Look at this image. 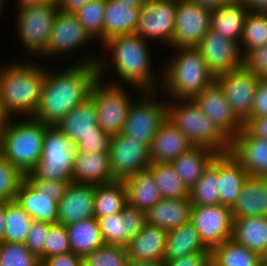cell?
Here are the masks:
<instances>
[{
	"label": "cell",
	"mask_w": 267,
	"mask_h": 266,
	"mask_svg": "<svg viewBox=\"0 0 267 266\" xmlns=\"http://www.w3.org/2000/svg\"><path fill=\"white\" fill-rule=\"evenodd\" d=\"M264 116H267V78H261L257 85L250 119Z\"/></svg>",
	"instance_id": "obj_52"
},
{
	"label": "cell",
	"mask_w": 267,
	"mask_h": 266,
	"mask_svg": "<svg viewBox=\"0 0 267 266\" xmlns=\"http://www.w3.org/2000/svg\"><path fill=\"white\" fill-rule=\"evenodd\" d=\"M56 126L68 139L77 143L88 135H105L98 126L97 111L91 97L71 110Z\"/></svg>",
	"instance_id": "obj_22"
},
{
	"label": "cell",
	"mask_w": 267,
	"mask_h": 266,
	"mask_svg": "<svg viewBox=\"0 0 267 266\" xmlns=\"http://www.w3.org/2000/svg\"><path fill=\"white\" fill-rule=\"evenodd\" d=\"M46 67L33 61L11 62L0 67V103L7 118L33 117L40 102ZM15 114V115H14Z\"/></svg>",
	"instance_id": "obj_3"
},
{
	"label": "cell",
	"mask_w": 267,
	"mask_h": 266,
	"mask_svg": "<svg viewBox=\"0 0 267 266\" xmlns=\"http://www.w3.org/2000/svg\"><path fill=\"white\" fill-rule=\"evenodd\" d=\"M109 160L113 178L117 181H125L148 169L151 163L149 148L121 133L111 137Z\"/></svg>",
	"instance_id": "obj_13"
},
{
	"label": "cell",
	"mask_w": 267,
	"mask_h": 266,
	"mask_svg": "<svg viewBox=\"0 0 267 266\" xmlns=\"http://www.w3.org/2000/svg\"><path fill=\"white\" fill-rule=\"evenodd\" d=\"M190 222L208 250L221 245L233 236L231 208L221 204L193 206Z\"/></svg>",
	"instance_id": "obj_15"
},
{
	"label": "cell",
	"mask_w": 267,
	"mask_h": 266,
	"mask_svg": "<svg viewBox=\"0 0 267 266\" xmlns=\"http://www.w3.org/2000/svg\"><path fill=\"white\" fill-rule=\"evenodd\" d=\"M193 101L230 141L243 128V124L231 112L225 94L216 81L199 93Z\"/></svg>",
	"instance_id": "obj_19"
},
{
	"label": "cell",
	"mask_w": 267,
	"mask_h": 266,
	"mask_svg": "<svg viewBox=\"0 0 267 266\" xmlns=\"http://www.w3.org/2000/svg\"><path fill=\"white\" fill-rule=\"evenodd\" d=\"M191 2H195L204 8L214 10L218 9L223 5L230 3L232 0H190Z\"/></svg>",
	"instance_id": "obj_57"
},
{
	"label": "cell",
	"mask_w": 267,
	"mask_h": 266,
	"mask_svg": "<svg viewBox=\"0 0 267 266\" xmlns=\"http://www.w3.org/2000/svg\"><path fill=\"white\" fill-rule=\"evenodd\" d=\"M173 49L175 54L161 73V89L170 100L194 99L215 81V76L195 47Z\"/></svg>",
	"instance_id": "obj_4"
},
{
	"label": "cell",
	"mask_w": 267,
	"mask_h": 266,
	"mask_svg": "<svg viewBox=\"0 0 267 266\" xmlns=\"http://www.w3.org/2000/svg\"><path fill=\"white\" fill-rule=\"evenodd\" d=\"M0 120H6V118L3 116V111L1 108V103H0Z\"/></svg>",
	"instance_id": "obj_64"
},
{
	"label": "cell",
	"mask_w": 267,
	"mask_h": 266,
	"mask_svg": "<svg viewBox=\"0 0 267 266\" xmlns=\"http://www.w3.org/2000/svg\"><path fill=\"white\" fill-rule=\"evenodd\" d=\"M71 252L81 257L104 245L98 220L88 218L66 226Z\"/></svg>",
	"instance_id": "obj_36"
},
{
	"label": "cell",
	"mask_w": 267,
	"mask_h": 266,
	"mask_svg": "<svg viewBox=\"0 0 267 266\" xmlns=\"http://www.w3.org/2000/svg\"><path fill=\"white\" fill-rule=\"evenodd\" d=\"M218 152L203 146H193L174 159L171 164L190 191L202 177L204 171L212 163Z\"/></svg>",
	"instance_id": "obj_32"
},
{
	"label": "cell",
	"mask_w": 267,
	"mask_h": 266,
	"mask_svg": "<svg viewBox=\"0 0 267 266\" xmlns=\"http://www.w3.org/2000/svg\"><path fill=\"white\" fill-rule=\"evenodd\" d=\"M194 145L168 119L158 128L149 147L151 163H171Z\"/></svg>",
	"instance_id": "obj_23"
},
{
	"label": "cell",
	"mask_w": 267,
	"mask_h": 266,
	"mask_svg": "<svg viewBox=\"0 0 267 266\" xmlns=\"http://www.w3.org/2000/svg\"><path fill=\"white\" fill-rule=\"evenodd\" d=\"M167 119L194 146L207 147L218 153L230 151L231 141L218 129L213 120L201 111L193 99L169 100Z\"/></svg>",
	"instance_id": "obj_6"
},
{
	"label": "cell",
	"mask_w": 267,
	"mask_h": 266,
	"mask_svg": "<svg viewBox=\"0 0 267 266\" xmlns=\"http://www.w3.org/2000/svg\"><path fill=\"white\" fill-rule=\"evenodd\" d=\"M247 176L241 163L230 152L218 153V185L221 205L232 208Z\"/></svg>",
	"instance_id": "obj_26"
},
{
	"label": "cell",
	"mask_w": 267,
	"mask_h": 266,
	"mask_svg": "<svg viewBox=\"0 0 267 266\" xmlns=\"http://www.w3.org/2000/svg\"><path fill=\"white\" fill-rule=\"evenodd\" d=\"M85 58L81 57L76 64L60 72L54 73L46 68L40 102L33 119L47 125H56L71 110L90 97L92 86L98 79L99 57L87 55Z\"/></svg>",
	"instance_id": "obj_1"
},
{
	"label": "cell",
	"mask_w": 267,
	"mask_h": 266,
	"mask_svg": "<svg viewBox=\"0 0 267 266\" xmlns=\"http://www.w3.org/2000/svg\"><path fill=\"white\" fill-rule=\"evenodd\" d=\"M261 78L252 74L244 65L215 77L229 103L231 112L243 124L250 120L253 99Z\"/></svg>",
	"instance_id": "obj_11"
},
{
	"label": "cell",
	"mask_w": 267,
	"mask_h": 266,
	"mask_svg": "<svg viewBox=\"0 0 267 266\" xmlns=\"http://www.w3.org/2000/svg\"><path fill=\"white\" fill-rule=\"evenodd\" d=\"M178 0H147L140 7L135 34L147 40H158L171 47L175 32Z\"/></svg>",
	"instance_id": "obj_12"
},
{
	"label": "cell",
	"mask_w": 267,
	"mask_h": 266,
	"mask_svg": "<svg viewBox=\"0 0 267 266\" xmlns=\"http://www.w3.org/2000/svg\"><path fill=\"white\" fill-rule=\"evenodd\" d=\"M40 258L25 243H0V266H39Z\"/></svg>",
	"instance_id": "obj_45"
},
{
	"label": "cell",
	"mask_w": 267,
	"mask_h": 266,
	"mask_svg": "<svg viewBox=\"0 0 267 266\" xmlns=\"http://www.w3.org/2000/svg\"><path fill=\"white\" fill-rule=\"evenodd\" d=\"M165 264L166 266H211V252H196L165 261Z\"/></svg>",
	"instance_id": "obj_53"
},
{
	"label": "cell",
	"mask_w": 267,
	"mask_h": 266,
	"mask_svg": "<svg viewBox=\"0 0 267 266\" xmlns=\"http://www.w3.org/2000/svg\"><path fill=\"white\" fill-rule=\"evenodd\" d=\"M140 7L117 0H106L103 42L110 37L134 34L139 21Z\"/></svg>",
	"instance_id": "obj_31"
},
{
	"label": "cell",
	"mask_w": 267,
	"mask_h": 266,
	"mask_svg": "<svg viewBox=\"0 0 267 266\" xmlns=\"http://www.w3.org/2000/svg\"><path fill=\"white\" fill-rule=\"evenodd\" d=\"M212 10L191 2L178 0L172 48L196 47L211 27Z\"/></svg>",
	"instance_id": "obj_14"
},
{
	"label": "cell",
	"mask_w": 267,
	"mask_h": 266,
	"mask_svg": "<svg viewBox=\"0 0 267 266\" xmlns=\"http://www.w3.org/2000/svg\"><path fill=\"white\" fill-rule=\"evenodd\" d=\"M127 205L125 181L95 185L94 217L96 219L121 212Z\"/></svg>",
	"instance_id": "obj_38"
},
{
	"label": "cell",
	"mask_w": 267,
	"mask_h": 266,
	"mask_svg": "<svg viewBox=\"0 0 267 266\" xmlns=\"http://www.w3.org/2000/svg\"><path fill=\"white\" fill-rule=\"evenodd\" d=\"M83 266H129L126 247L103 245L83 257Z\"/></svg>",
	"instance_id": "obj_44"
},
{
	"label": "cell",
	"mask_w": 267,
	"mask_h": 266,
	"mask_svg": "<svg viewBox=\"0 0 267 266\" xmlns=\"http://www.w3.org/2000/svg\"><path fill=\"white\" fill-rule=\"evenodd\" d=\"M4 158V142H3V134L0 128V159Z\"/></svg>",
	"instance_id": "obj_63"
},
{
	"label": "cell",
	"mask_w": 267,
	"mask_h": 266,
	"mask_svg": "<svg viewBox=\"0 0 267 266\" xmlns=\"http://www.w3.org/2000/svg\"><path fill=\"white\" fill-rule=\"evenodd\" d=\"M263 179H264V181H265L266 184H267V174H266L265 176H263Z\"/></svg>",
	"instance_id": "obj_66"
},
{
	"label": "cell",
	"mask_w": 267,
	"mask_h": 266,
	"mask_svg": "<svg viewBox=\"0 0 267 266\" xmlns=\"http://www.w3.org/2000/svg\"><path fill=\"white\" fill-rule=\"evenodd\" d=\"M93 42V39L85 31V28L78 21L74 12H66L58 9L48 40L46 56L74 53L79 47L85 46L88 42ZM60 54V55H59Z\"/></svg>",
	"instance_id": "obj_17"
},
{
	"label": "cell",
	"mask_w": 267,
	"mask_h": 266,
	"mask_svg": "<svg viewBox=\"0 0 267 266\" xmlns=\"http://www.w3.org/2000/svg\"><path fill=\"white\" fill-rule=\"evenodd\" d=\"M8 201L0 200V243L3 242L4 228H5V205Z\"/></svg>",
	"instance_id": "obj_59"
},
{
	"label": "cell",
	"mask_w": 267,
	"mask_h": 266,
	"mask_svg": "<svg viewBox=\"0 0 267 266\" xmlns=\"http://www.w3.org/2000/svg\"><path fill=\"white\" fill-rule=\"evenodd\" d=\"M111 135H88L76 143V152H104L109 153Z\"/></svg>",
	"instance_id": "obj_50"
},
{
	"label": "cell",
	"mask_w": 267,
	"mask_h": 266,
	"mask_svg": "<svg viewBox=\"0 0 267 266\" xmlns=\"http://www.w3.org/2000/svg\"><path fill=\"white\" fill-rule=\"evenodd\" d=\"M263 260L233 238L211 250L212 266H260Z\"/></svg>",
	"instance_id": "obj_37"
},
{
	"label": "cell",
	"mask_w": 267,
	"mask_h": 266,
	"mask_svg": "<svg viewBox=\"0 0 267 266\" xmlns=\"http://www.w3.org/2000/svg\"><path fill=\"white\" fill-rule=\"evenodd\" d=\"M42 263L44 266H83V257L70 251L64 254L50 256Z\"/></svg>",
	"instance_id": "obj_54"
},
{
	"label": "cell",
	"mask_w": 267,
	"mask_h": 266,
	"mask_svg": "<svg viewBox=\"0 0 267 266\" xmlns=\"http://www.w3.org/2000/svg\"><path fill=\"white\" fill-rule=\"evenodd\" d=\"M116 181L110 169L109 153L76 152L72 182L100 185Z\"/></svg>",
	"instance_id": "obj_24"
},
{
	"label": "cell",
	"mask_w": 267,
	"mask_h": 266,
	"mask_svg": "<svg viewBox=\"0 0 267 266\" xmlns=\"http://www.w3.org/2000/svg\"><path fill=\"white\" fill-rule=\"evenodd\" d=\"M167 231L146 224L125 247L129 262L163 260Z\"/></svg>",
	"instance_id": "obj_29"
},
{
	"label": "cell",
	"mask_w": 267,
	"mask_h": 266,
	"mask_svg": "<svg viewBox=\"0 0 267 266\" xmlns=\"http://www.w3.org/2000/svg\"><path fill=\"white\" fill-rule=\"evenodd\" d=\"M260 266H267V260H263Z\"/></svg>",
	"instance_id": "obj_65"
},
{
	"label": "cell",
	"mask_w": 267,
	"mask_h": 266,
	"mask_svg": "<svg viewBox=\"0 0 267 266\" xmlns=\"http://www.w3.org/2000/svg\"><path fill=\"white\" fill-rule=\"evenodd\" d=\"M16 203L35 221L58 223V203L49 199V195L38 192L25 178L17 192Z\"/></svg>",
	"instance_id": "obj_30"
},
{
	"label": "cell",
	"mask_w": 267,
	"mask_h": 266,
	"mask_svg": "<svg viewBox=\"0 0 267 266\" xmlns=\"http://www.w3.org/2000/svg\"><path fill=\"white\" fill-rule=\"evenodd\" d=\"M102 81L103 79L98 77L94 82L90 97L97 111L98 126L113 136L121 133L133 101L123 84Z\"/></svg>",
	"instance_id": "obj_10"
},
{
	"label": "cell",
	"mask_w": 267,
	"mask_h": 266,
	"mask_svg": "<svg viewBox=\"0 0 267 266\" xmlns=\"http://www.w3.org/2000/svg\"><path fill=\"white\" fill-rule=\"evenodd\" d=\"M46 1H49V0H17V7L19 9V8H22V7H25V6H30V5H34V4H40V3H43V2H46Z\"/></svg>",
	"instance_id": "obj_61"
},
{
	"label": "cell",
	"mask_w": 267,
	"mask_h": 266,
	"mask_svg": "<svg viewBox=\"0 0 267 266\" xmlns=\"http://www.w3.org/2000/svg\"><path fill=\"white\" fill-rule=\"evenodd\" d=\"M148 169L154 175L155 183L162 198L182 199L189 197L188 188L171 163H150Z\"/></svg>",
	"instance_id": "obj_40"
},
{
	"label": "cell",
	"mask_w": 267,
	"mask_h": 266,
	"mask_svg": "<svg viewBox=\"0 0 267 266\" xmlns=\"http://www.w3.org/2000/svg\"><path fill=\"white\" fill-rule=\"evenodd\" d=\"M196 252H211L200 240L197 230L189 221L176 229L167 231L166 248L163 259L174 260Z\"/></svg>",
	"instance_id": "obj_35"
},
{
	"label": "cell",
	"mask_w": 267,
	"mask_h": 266,
	"mask_svg": "<svg viewBox=\"0 0 267 266\" xmlns=\"http://www.w3.org/2000/svg\"><path fill=\"white\" fill-rule=\"evenodd\" d=\"M244 127L252 135L267 139V116L251 118Z\"/></svg>",
	"instance_id": "obj_55"
},
{
	"label": "cell",
	"mask_w": 267,
	"mask_h": 266,
	"mask_svg": "<svg viewBox=\"0 0 267 266\" xmlns=\"http://www.w3.org/2000/svg\"><path fill=\"white\" fill-rule=\"evenodd\" d=\"M192 203L190 198H162L146 212V224L170 231L176 229L191 219Z\"/></svg>",
	"instance_id": "obj_27"
},
{
	"label": "cell",
	"mask_w": 267,
	"mask_h": 266,
	"mask_svg": "<svg viewBox=\"0 0 267 266\" xmlns=\"http://www.w3.org/2000/svg\"><path fill=\"white\" fill-rule=\"evenodd\" d=\"M75 154L76 143L68 139L56 126L49 125L45 130L40 160L25 178L72 183Z\"/></svg>",
	"instance_id": "obj_7"
},
{
	"label": "cell",
	"mask_w": 267,
	"mask_h": 266,
	"mask_svg": "<svg viewBox=\"0 0 267 266\" xmlns=\"http://www.w3.org/2000/svg\"><path fill=\"white\" fill-rule=\"evenodd\" d=\"M267 44V13L249 11L244 23L240 51L243 57L251 50Z\"/></svg>",
	"instance_id": "obj_42"
},
{
	"label": "cell",
	"mask_w": 267,
	"mask_h": 266,
	"mask_svg": "<svg viewBox=\"0 0 267 266\" xmlns=\"http://www.w3.org/2000/svg\"><path fill=\"white\" fill-rule=\"evenodd\" d=\"M13 119V117L7 118L0 125L4 142V158L27 175L40 160L45 130L49 125L32 117Z\"/></svg>",
	"instance_id": "obj_5"
},
{
	"label": "cell",
	"mask_w": 267,
	"mask_h": 266,
	"mask_svg": "<svg viewBox=\"0 0 267 266\" xmlns=\"http://www.w3.org/2000/svg\"><path fill=\"white\" fill-rule=\"evenodd\" d=\"M233 239L267 259V216L233 220Z\"/></svg>",
	"instance_id": "obj_33"
},
{
	"label": "cell",
	"mask_w": 267,
	"mask_h": 266,
	"mask_svg": "<svg viewBox=\"0 0 267 266\" xmlns=\"http://www.w3.org/2000/svg\"><path fill=\"white\" fill-rule=\"evenodd\" d=\"M249 11L245 0H232L228 4L212 10L210 29L239 44Z\"/></svg>",
	"instance_id": "obj_28"
},
{
	"label": "cell",
	"mask_w": 267,
	"mask_h": 266,
	"mask_svg": "<svg viewBox=\"0 0 267 266\" xmlns=\"http://www.w3.org/2000/svg\"><path fill=\"white\" fill-rule=\"evenodd\" d=\"M243 166L248 176L267 174V139L252 135L244 126L231 140L229 151Z\"/></svg>",
	"instance_id": "obj_20"
},
{
	"label": "cell",
	"mask_w": 267,
	"mask_h": 266,
	"mask_svg": "<svg viewBox=\"0 0 267 266\" xmlns=\"http://www.w3.org/2000/svg\"><path fill=\"white\" fill-rule=\"evenodd\" d=\"M3 2V0H0V11H1V7L3 6L2 3Z\"/></svg>",
	"instance_id": "obj_67"
},
{
	"label": "cell",
	"mask_w": 267,
	"mask_h": 266,
	"mask_svg": "<svg viewBox=\"0 0 267 266\" xmlns=\"http://www.w3.org/2000/svg\"><path fill=\"white\" fill-rule=\"evenodd\" d=\"M243 65L252 74L267 78V44L249 51L243 57Z\"/></svg>",
	"instance_id": "obj_49"
},
{
	"label": "cell",
	"mask_w": 267,
	"mask_h": 266,
	"mask_svg": "<svg viewBox=\"0 0 267 266\" xmlns=\"http://www.w3.org/2000/svg\"><path fill=\"white\" fill-rule=\"evenodd\" d=\"M97 220L104 245L126 246L146 225V212L127 204L121 212Z\"/></svg>",
	"instance_id": "obj_18"
},
{
	"label": "cell",
	"mask_w": 267,
	"mask_h": 266,
	"mask_svg": "<svg viewBox=\"0 0 267 266\" xmlns=\"http://www.w3.org/2000/svg\"><path fill=\"white\" fill-rule=\"evenodd\" d=\"M232 219L267 216V184L263 177L247 176L231 208Z\"/></svg>",
	"instance_id": "obj_25"
},
{
	"label": "cell",
	"mask_w": 267,
	"mask_h": 266,
	"mask_svg": "<svg viewBox=\"0 0 267 266\" xmlns=\"http://www.w3.org/2000/svg\"><path fill=\"white\" fill-rule=\"evenodd\" d=\"M50 225L47 222L34 220L25 241V246L31 253L36 254L40 258L41 263L44 261V244Z\"/></svg>",
	"instance_id": "obj_48"
},
{
	"label": "cell",
	"mask_w": 267,
	"mask_h": 266,
	"mask_svg": "<svg viewBox=\"0 0 267 266\" xmlns=\"http://www.w3.org/2000/svg\"><path fill=\"white\" fill-rule=\"evenodd\" d=\"M195 48L215 77L243 66V55L239 44L211 29Z\"/></svg>",
	"instance_id": "obj_16"
},
{
	"label": "cell",
	"mask_w": 267,
	"mask_h": 266,
	"mask_svg": "<svg viewBox=\"0 0 267 266\" xmlns=\"http://www.w3.org/2000/svg\"><path fill=\"white\" fill-rule=\"evenodd\" d=\"M25 175L5 158L0 159V200L14 201Z\"/></svg>",
	"instance_id": "obj_46"
},
{
	"label": "cell",
	"mask_w": 267,
	"mask_h": 266,
	"mask_svg": "<svg viewBox=\"0 0 267 266\" xmlns=\"http://www.w3.org/2000/svg\"><path fill=\"white\" fill-rule=\"evenodd\" d=\"M249 10L256 13H267V0H245Z\"/></svg>",
	"instance_id": "obj_58"
},
{
	"label": "cell",
	"mask_w": 267,
	"mask_h": 266,
	"mask_svg": "<svg viewBox=\"0 0 267 266\" xmlns=\"http://www.w3.org/2000/svg\"><path fill=\"white\" fill-rule=\"evenodd\" d=\"M56 0L25 6L18 9L16 30L19 42L26 52L38 58L46 56L54 17L58 11Z\"/></svg>",
	"instance_id": "obj_8"
},
{
	"label": "cell",
	"mask_w": 267,
	"mask_h": 266,
	"mask_svg": "<svg viewBox=\"0 0 267 266\" xmlns=\"http://www.w3.org/2000/svg\"><path fill=\"white\" fill-rule=\"evenodd\" d=\"M129 266H166L165 260L129 262Z\"/></svg>",
	"instance_id": "obj_60"
},
{
	"label": "cell",
	"mask_w": 267,
	"mask_h": 266,
	"mask_svg": "<svg viewBox=\"0 0 267 266\" xmlns=\"http://www.w3.org/2000/svg\"><path fill=\"white\" fill-rule=\"evenodd\" d=\"M38 192H44L49 195V199L58 203L63 197L64 192L71 182L46 181V180H28Z\"/></svg>",
	"instance_id": "obj_51"
},
{
	"label": "cell",
	"mask_w": 267,
	"mask_h": 266,
	"mask_svg": "<svg viewBox=\"0 0 267 266\" xmlns=\"http://www.w3.org/2000/svg\"><path fill=\"white\" fill-rule=\"evenodd\" d=\"M127 204L147 212L162 196L149 169L136 173L125 180Z\"/></svg>",
	"instance_id": "obj_34"
},
{
	"label": "cell",
	"mask_w": 267,
	"mask_h": 266,
	"mask_svg": "<svg viewBox=\"0 0 267 266\" xmlns=\"http://www.w3.org/2000/svg\"><path fill=\"white\" fill-rule=\"evenodd\" d=\"M58 8L66 12H75L78 8L83 7L91 0H56Z\"/></svg>",
	"instance_id": "obj_56"
},
{
	"label": "cell",
	"mask_w": 267,
	"mask_h": 266,
	"mask_svg": "<svg viewBox=\"0 0 267 266\" xmlns=\"http://www.w3.org/2000/svg\"><path fill=\"white\" fill-rule=\"evenodd\" d=\"M102 44L105 50L111 52L110 57L112 59L109 63L104 57L99 56L97 70L100 79L104 78L107 70L110 69L108 67L113 65L112 68L114 67L115 73L121 80L118 82L115 80L112 82L113 84L120 85L121 82H125L124 84H130L138 92L156 91L161 88L162 84H158L160 82L155 80L156 75L152 71L153 66H151L153 65L152 57L148 43L144 38L135 33L118 35L110 37Z\"/></svg>",
	"instance_id": "obj_2"
},
{
	"label": "cell",
	"mask_w": 267,
	"mask_h": 266,
	"mask_svg": "<svg viewBox=\"0 0 267 266\" xmlns=\"http://www.w3.org/2000/svg\"><path fill=\"white\" fill-rule=\"evenodd\" d=\"M192 206H212L220 204L218 185V154L202 177L189 191Z\"/></svg>",
	"instance_id": "obj_39"
},
{
	"label": "cell",
	"mask_w": 267,
	"mask_h": 266,
	"mask_svg": "<svg viewBox=\"0 0 267 266\" xmlns=\"http://www.w3.org/2000/svg\"><path fill=\"white\" fill-rule=\"evenodd\" d=\"M117 1H121V2L126 3V4H131V5H134V6L141 7L142 4L144 2H146L147 0H117Z\"/></svg>",
	"instance_id": "obj_62"
},
{
	"label": "cell",
	"mask_w": 267,
	"mask_h": 266,
	"mask_svg": "<svg viewBox=\"0 0 267 266\" xmlns=\"http://www.w3.org/2000/svg\"><path fill=\"white\" fill-rule=\"evenodd\" d=\"M131 103L121 134L150 147L158 128L167 119L168 102L156 98L157 91H140ZM136 100V101H135Z\"/></svg>",
	"instance_id": "obj_9"
},
{
	"label": "cell",
	"mask_w": 267,
	"mask_h": 266,
	"mask_svg": "<svg viewBox=\"0 0 267 266\" xmlns=\"http://www.w3.org/2000/svg\"><path fill=\"white\" fill-rule=\"evenodd\" d=\"M71 251L66 226L55 223L51 224L46 233L44 244V260L50 256L64 254Z\"/></svg>",
	"instance_id": "obj_47"
},
{
	"label": "cell",
	"mask_w": 267,
	"mask_h": 266,
	"mask_svg": "<svg viewBox=\"0 0 267 266\" xmlns=\"http://www.w3.org/2000/svg\"><path fill=\"white\" fill-rule=\"evenodd\" d=\"M105 4L106 0H91L74 12L94 42L98 39L103 43Z\"/></svg>",
	"instance_id": "obj_43"
},
{
	"label": "cell",
	"mask_w": 267,
	"mask_h": 266,
	"mask_svg": "<svg viewBox=\"0 0 267 266\" xmlns=\"http://www.w3.org/2000/svg\"><path fill=\"white\" fill-rule=\"evenodd\" d=\"M5 228L3 241L8 243H25L27 234L34 221L16 201H8L5 205Z\"/></svg>",
	"instance_id": "obj_41"
},
{
	"label": "cell",
	"mask_w": 267,
	"mask_h": 266,
	"mask_svg": "<svg viewBox=\"0 0 267 266\" xmlns=\"http://www.w3.org/2000/svg\"><path fill=\"white\" fill-rule=\"evenodd\" d=\"M95 185L69 183L58 202V223L68 224L94 217Z\"/></svg>",
	"instance_id": "obj_21"
}]
</instances>
